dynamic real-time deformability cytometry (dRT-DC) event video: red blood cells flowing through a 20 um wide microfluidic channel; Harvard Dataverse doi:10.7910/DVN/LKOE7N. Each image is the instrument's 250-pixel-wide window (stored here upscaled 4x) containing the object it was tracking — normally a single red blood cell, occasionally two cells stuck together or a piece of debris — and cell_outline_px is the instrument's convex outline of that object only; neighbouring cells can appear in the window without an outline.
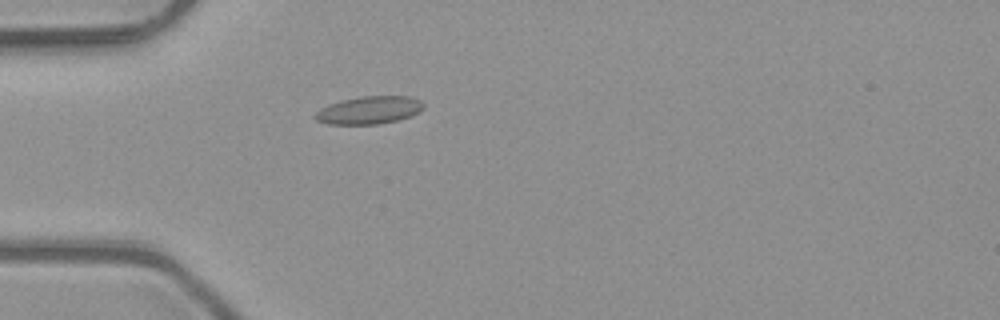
{"species": "common noctule bat (a hibernating species)", "species_latin": "Nyctalus noctula", "temperature_condition": "room temperature", "stored_images_in_passage": 4, "camera_frame_rate_fps": 3000, "um_per_image_px": 0.085, "animal": {"sex": "male", "body_mass_g": 23.1, "forearm_length_mm": 52.7}, "frame": {"image": 1, "passage_image": 4, "time_ms": 1.0, "image_size_px": [1000, 320], "cell_outline_px": [[424, 108], [420, 112], [412, 116], [396, 120], [376, 124], [328, 124], [316, 120], [312, 116], [320, 108], [328, 104], [340, 100], [360, 96], [412, 96], [420, 100], [424, 104]], "centroid_in_image_um": [31.37, 9.35], "position_along_channel_um": 53.6, "area_um2": 17.74}}